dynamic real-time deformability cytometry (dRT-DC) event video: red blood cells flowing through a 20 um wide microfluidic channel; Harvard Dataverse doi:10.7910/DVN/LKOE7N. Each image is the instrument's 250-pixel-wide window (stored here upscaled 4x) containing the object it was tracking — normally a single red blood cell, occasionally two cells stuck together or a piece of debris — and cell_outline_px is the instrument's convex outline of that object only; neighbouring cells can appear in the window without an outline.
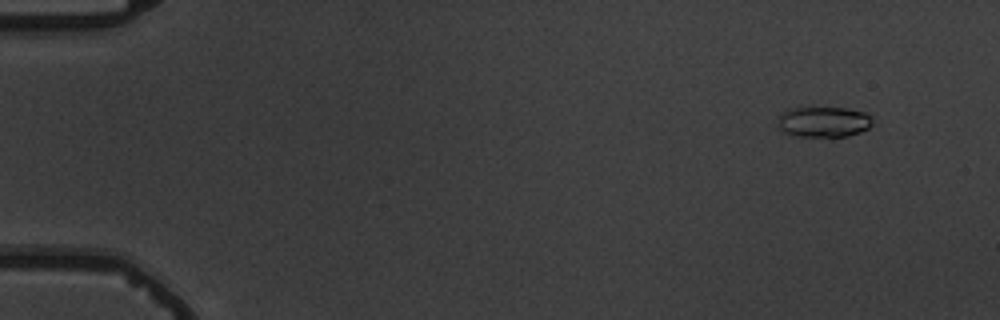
{"species": "common noctule bat (a hibernating species)", "species_latin": "Nyctalus noctula", "temperature_condition": "warm", "stored_images_in_passage": 6, "camera_frame_rate_fps": 3000, "um_per_image_px": 0.085, "animal": {"sex": "male", "body_mass_g": 19.5, "forearm_length_mm": 54.6}, "frame": {"image": 1, "passage_image": 2, "time_ms": 1.333, "image_size_px": [1000, 320], "cell_outline_px": [[872, 124], [868, 128], [860, 132], [848, 136], [796, 136], [784, 132], [780, 128], [780, 116], [784, 112], [792, 108], [844, 108], [864, 112], [872, 116]], "centroid_in_image_um": [70.06, 10.36], "position_along_channel_um": 14.9, "area_um2": 16.53}}